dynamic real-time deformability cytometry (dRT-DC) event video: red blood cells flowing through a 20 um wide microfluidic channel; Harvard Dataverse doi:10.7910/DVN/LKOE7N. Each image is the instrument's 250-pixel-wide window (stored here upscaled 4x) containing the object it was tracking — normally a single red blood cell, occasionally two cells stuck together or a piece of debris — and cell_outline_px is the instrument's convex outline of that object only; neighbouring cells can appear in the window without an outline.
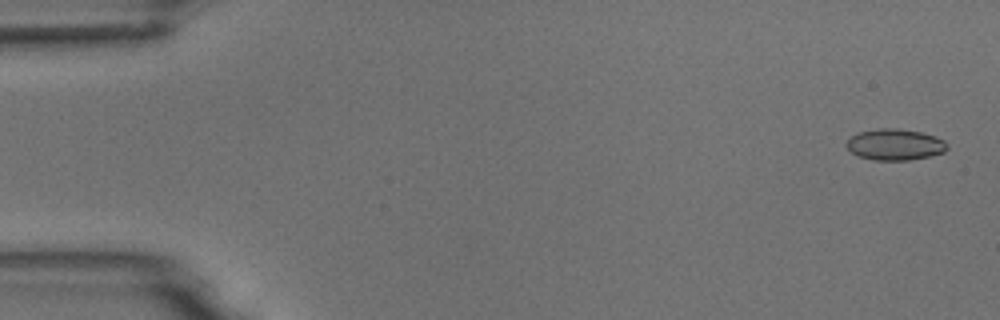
{"species": "common noctule bat (a hibernating species)", "species_latin": "Nyctalus noctula", "temperature_condition": "room temperature", "stored_images_in_passage": 5, "camera_frame_rate_fps": 3000, "um_per_image_px": 0.085, "animal": {"sex": "male", "body_mass_g": 18.8}, "frame": {"image": 1, "passage_image": 1, "time_ms": 0.0, "image_size_px": [1000, 320], "cell_outline_px": [[948, 148], [944, 152], [928, 156], [908, 160], [872, 160], [860, 156], [852, 152], [844, 144], [852, 136], [860, 132], [880, 128], [896, 128], [920, 132], [936, 136], [944, 140], [948, 144]], "centroid_in_image_um": [76.09, 12.28], "position_along_channel_um": 8.9, "area_um2": 18.21}}
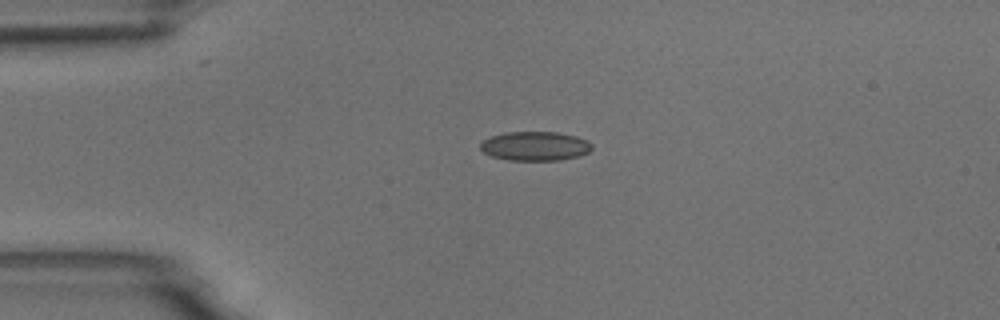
{"frame": {"image": 2, "passage_image": 4, "time_ms": 3.667, "image_size_px": [1000, 320], "cell_outline_px": [[592, 148], [588, 152], [576, 156], [560, 160], [508, 160], [492, 156], [484, 152], [480, 148], [480, 144], [484, 140], [492, 136], [504, 132], [556, 132], [576, 136], [588, 140], [592, 144]], "centroid_in_image_um": [45.48, 12.41], "position_along_channel_um": 39.5, "area_um2": 18.84}}